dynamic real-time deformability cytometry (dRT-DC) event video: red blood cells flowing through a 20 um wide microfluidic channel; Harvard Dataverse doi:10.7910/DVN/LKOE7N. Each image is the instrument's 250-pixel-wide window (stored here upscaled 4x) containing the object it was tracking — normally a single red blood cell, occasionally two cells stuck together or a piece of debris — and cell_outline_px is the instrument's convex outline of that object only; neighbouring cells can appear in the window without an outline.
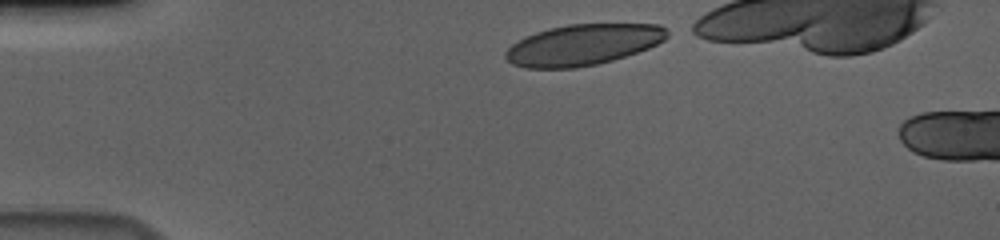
{"species": "human", "species_latin": "Homo sapiens", "temperature_condition": "cold", "stored_images_in_passage": 36, "camera_frame_rate_fps": 3000, "um_per_image_px": 0.085, "donor": {"sex": "male"}, "frame": {"image": 1, "passage_image": 1, "time_ms": 0.0, "image_size_px": [1000, 240], "cell_outline_px": [[668, 36], [664, 40], [648, 48], [612, 60], [596, 64], [576, 68], [524, 68], [512, 64], [504, 56], [504, 52], [512, 44], [524, 36], [548, 28], [568, 24], [660, 24], [668, 28]], "centroid_in_image_um": [49.54, 3.8], "position_along_channel_um": 35.5, "area_um2": 38.67}}
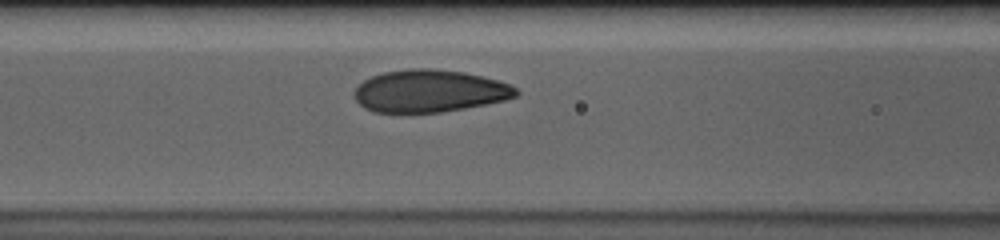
{"frame": {"image": 2, "passage_image": 13, "time_ms": 4.0, "image_size_px": [1000, 240], "cell_outline_px": [[520, 92], [516, 96], [504, 100], [464, 108], [440, 112], [372, 112], [364, 108], [356, 100], [356, 88], [364, 80], [372, 76], [384, 72], [408, 68], [432, 68], [464, 72], [500, 80], [516, 88]], "centroid_in_image_um": [36.52, 7.72], "position_along_channel_um": 130.1, "area_um2": 39.77}}
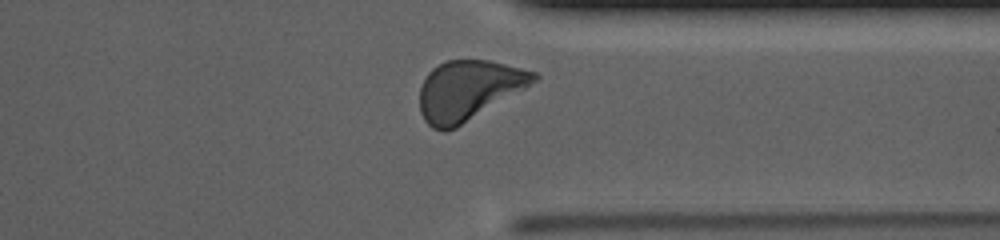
{"frame": {"image": 3, "passage_image": 33, "time_ms": 10.667, "image_size_px": [1000, 240], "cell_outline_px": [[540, 76], [536, 80], [524, 88], [456, 128], [444, 132], [440, 132], [432, 128], [424, 120], [420, 112], [420, 88], [428, 72], [432, 68], [448, 60], [488, 60], [536, 72]], "centroid_in_image_um": [39.77, 7.69], "position_along_channel_um": 371.6, "area_um2": 39.3}, "authors_computed_cell_mechanics": {"area_um2": 39.6797, "velocity_mm_per_s": 3.6405, "shape_relaxation_time_tau1_ms": 3.4451, "shape_relaxation_time_tau2_ms": null, "deformation_change_tau1": 0.1443, "deformation_change_tau2": null}}